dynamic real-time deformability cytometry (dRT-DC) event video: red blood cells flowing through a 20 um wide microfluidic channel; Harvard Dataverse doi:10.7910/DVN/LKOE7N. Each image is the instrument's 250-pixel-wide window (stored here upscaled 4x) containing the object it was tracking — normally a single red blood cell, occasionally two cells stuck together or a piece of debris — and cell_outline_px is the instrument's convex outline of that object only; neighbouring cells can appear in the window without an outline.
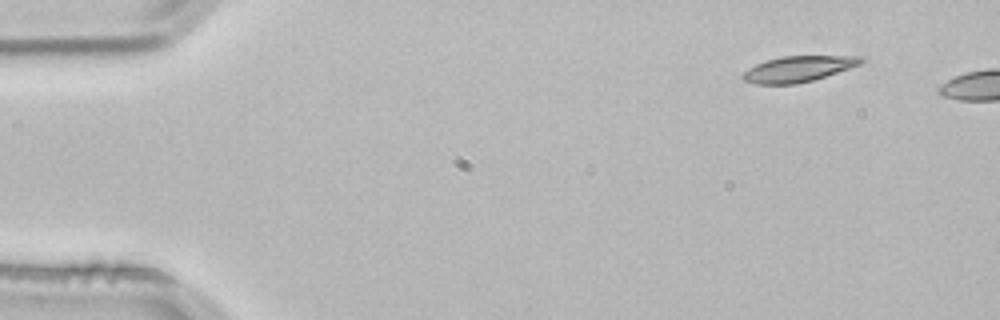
{"species": "common noctule bat (a hibernating species)", "species_latin": "Nyctalus noctula", "temperature_condition": "room temperature", "stored_images_in_passage": 2, "camera_frame_rate_fps": 3000, "um_per_image_px": 0.085, "animal": {"sex": "male", "body_mass_g": 21.5, "forearm_length_mm": 52.0}, "frame": {"image": 1, "passage_image": 1, "time_ms": 0.0, "image_size_px": [1000, 320], "cell_outline_px": [[864, 60], [860, 64], [812, 80], [796, 84], [756, 84], [744, 80], [740, 76], [748, 68], [756, 64], [780, 56], [864, 56]], "centroid_in_image_um": [67.81, 5.85], "position_along_channel_um": 17.2, "area_um2": 17.51}}